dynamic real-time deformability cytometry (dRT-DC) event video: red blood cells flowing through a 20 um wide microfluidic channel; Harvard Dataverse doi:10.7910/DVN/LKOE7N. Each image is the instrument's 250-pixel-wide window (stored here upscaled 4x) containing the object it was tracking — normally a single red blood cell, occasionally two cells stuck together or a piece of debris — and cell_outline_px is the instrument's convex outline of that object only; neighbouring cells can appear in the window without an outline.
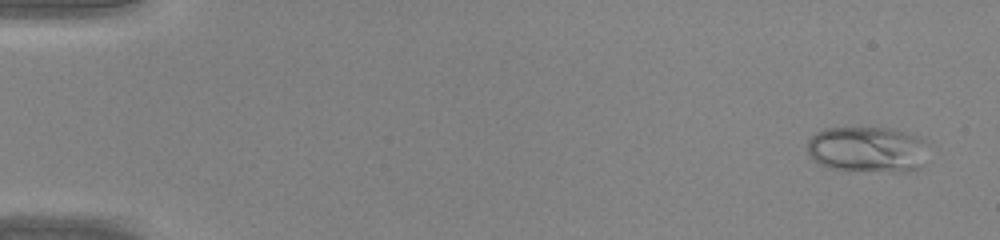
{"species": "common noctule bat (a hibernating species)", "species_latin": "Nyctalus noctula", "temperature_condition": "warm", "stored_images_in_passage": 46, "camera_frame_rate_fps": 3000, "um_per_image_px": 0.085, "animal": {"sex": "male", "body_mass_g": 20.0, "forearm_length_mm": 53.3}, "frame": {"image": 1, "passage_image": 3, "time_ms": 0.667, "image_size_px": [1000, 240], "cell_outline_px": [[924, 164], [920, 168], [908, 172], [892, 172], [828, 168], [812, 160], [808, 152], [808, 140], [816, 132], [824, 128], [896, 128], [924, 136]], "centroid_in_image_um": [73.76, 12.69], "position_along_channel_um": 11.2, "area_um2": 32.83}}
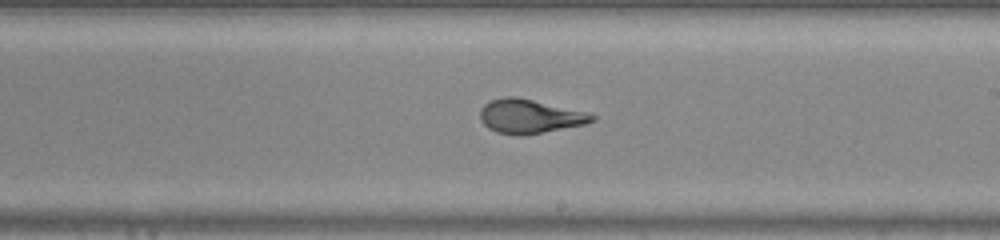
{"frame": {"image": 2, "passage_image": 28, "time_ms": 9.0, "image_size_px": [1000, 240], "cell_outline_px": [[596, 120], [584, 124], [524, 136], [516, 136], [496, 132], [488, 128], [480, 120], [480, 108], [484, 104], [492, 100], [504, 96], [516, 96], [588, 112], [596, 116]], "centroid_in_image_um": [45.01, 9.89], "position_along_channel_um": 244.0, "area_um2": 22.37}}
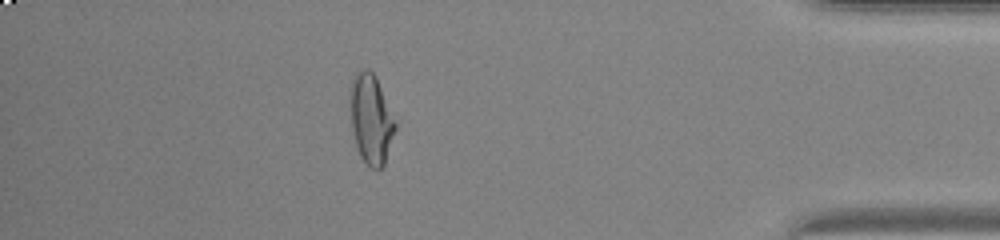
{"frame": {"image": 3, "passage_image": 41, "time_ms": 13.333, "image_size_px": [1000, 240], "cell_outline_px": [[396, 128], [384, 164], [376, 172], [360, 156], [356, 148], [352, 132], [348, 108], [348, 92], [352, 80], [356, 72], [368, 68], [376, 76], [396, 124]], "centroid_in_image_um": [31.48, 10.1], "position_along_channel_um": 403.7, "area_um2": 23.87}}